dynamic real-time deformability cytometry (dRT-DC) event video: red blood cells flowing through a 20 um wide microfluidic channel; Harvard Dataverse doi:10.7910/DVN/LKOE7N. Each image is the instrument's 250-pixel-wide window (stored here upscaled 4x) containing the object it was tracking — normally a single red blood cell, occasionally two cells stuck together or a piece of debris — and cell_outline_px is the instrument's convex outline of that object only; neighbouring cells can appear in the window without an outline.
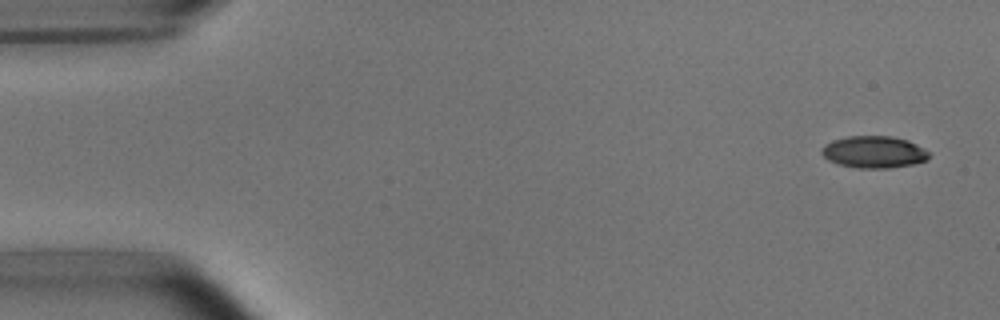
{"species": "common noctule bat (a hibernating species)", "species_latin": "Nyctalus noctula", "temperature_condition": "room temperature", "stored_images_in_passage": 5, "camera_frame_rate_fps": 3000, "um_per_image_px": 0.085, "animal": {"sex": "male", "body_mass_g": 15.6}, "frame": {"image": 1, "passage_image": 1, "time_ms": 0.0, "image_size_px": [1000, 320], "cell_outline_px": [[928, 160], [912, 164], [888, 168], [856, 168], [840, 164], [828, 160], [820, 152], [820, 148], [824, 144], [832, 140], [848, 136], [892, 136], [908, 140], [916, 144], [928, 152]], "centroid_in_image_um": [74.24, 12.91], "position_along_channel_um": 10.8, "area_um2": 20.0}}